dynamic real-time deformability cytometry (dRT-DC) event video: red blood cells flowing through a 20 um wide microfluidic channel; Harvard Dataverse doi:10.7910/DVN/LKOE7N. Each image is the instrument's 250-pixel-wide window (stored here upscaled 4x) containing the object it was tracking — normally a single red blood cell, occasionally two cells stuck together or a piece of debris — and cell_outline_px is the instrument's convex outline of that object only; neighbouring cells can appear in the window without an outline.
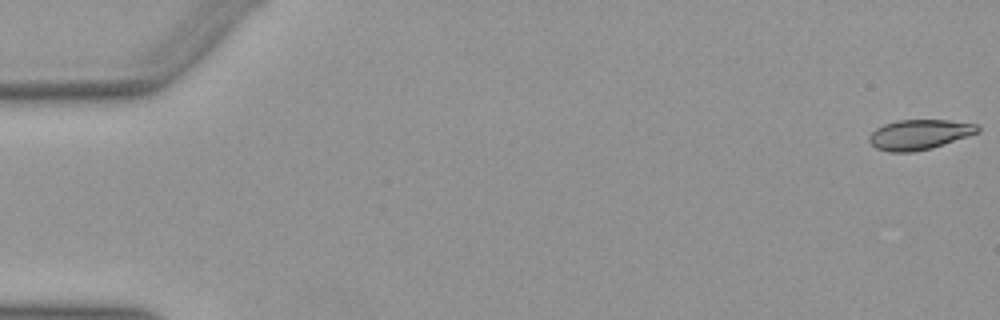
{"species": "Egyptian fruit bat (a non-hibernating species)", "species_latin": "Rousettus aegyptiacus", "temperature_condition": "warm", "stored_images_in_passage": 52, "camera_frame_rate_fps": 3000, "um_per_image_px": 0.085, "animal": {"sex": "female"}, "frame": {"image": 1, "passage_image": 1, "time_ms": 0.0, "image_size_px": [1000, 320], "cell_outline_px": [[980, 132], [932, 148], [912, 152], [888, 152], [876, 148], [868, 140], [868, 136], [876, 128], [884, 124], [896, 120], [948, 120], [980, 124]], "centroid_in_image_um": [78.15, 11.43], "position_along_channel_um": 6.8, "area_um2": 19.13}}
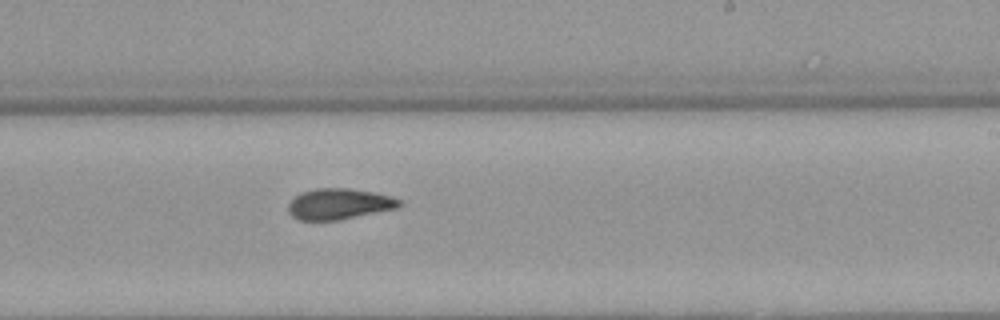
{"frame": {"image": 2, "passage_image": 32, "time_ms": 10.333, "image_size_px": [1000, 320], "cell_outline_px": [[404, 204], [396, 208], [340, 220], [300, 220], [292, 216], [288, 212], [288, 204], [300, 192], [316, 188], [348, 188], [372, 192], [392, 196], [404, 200]], "centroid_in_image_um": [28.85, 17.33], "position_along_channel_um": 260.2, "area_um2": 20.11}}
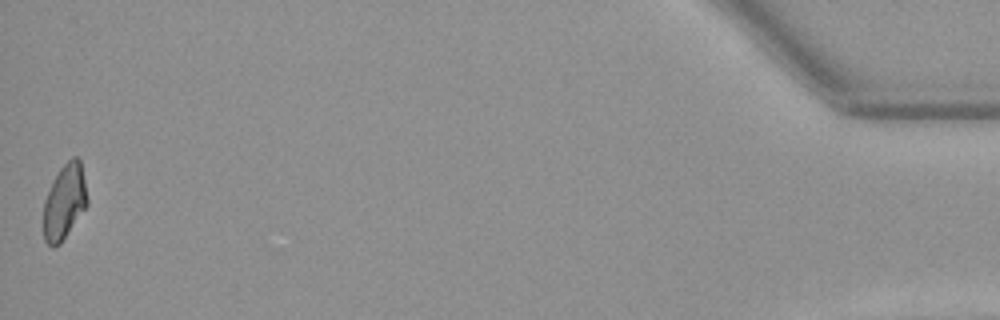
{"frame": {"image": 3, "passage_image": 52, "time_ms": 17.0, "image_size_px": [1000, 320], "cell_outline_px": [[88, 204], [60, 244], [52, 248], [44, 240], [44, 200], [60, 168], [72, 156], [76, 156], [80, 160], [88, 200]], "centroid_in_image_um": [5.48, 17.17], "position_along_channel_um": 429.7, "area_um2": 18.84}, "authors_computed_cell_mechanics": {"area_um2": 19.8832, "velocity_mm_per_s": 3.9796, "shape_relaxation_time_tau1_ms": null, "shape_relaxation_time_tau2_ms": 2.4612, "deformation_change_tau1": null, "deformation_change_tau2": 0.0887}}